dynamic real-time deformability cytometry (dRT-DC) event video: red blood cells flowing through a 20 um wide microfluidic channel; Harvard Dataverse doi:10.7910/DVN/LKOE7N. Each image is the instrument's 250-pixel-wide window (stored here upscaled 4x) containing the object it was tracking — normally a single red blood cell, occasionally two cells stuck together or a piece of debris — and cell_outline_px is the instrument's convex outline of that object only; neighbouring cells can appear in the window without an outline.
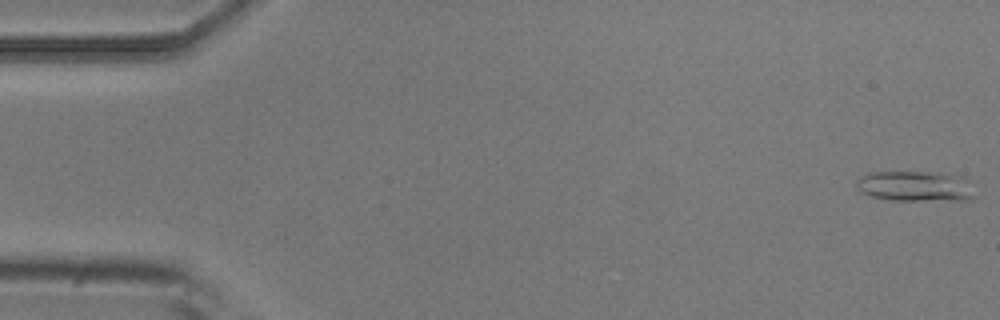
{"species": "common noctule bat (a hibernating species)", "species_latin": "Nyctalus noctula", "temperature_condition": "room temperature", "stored_images_in_passage": 5, "camera_frame_rate_fps": 3000, "um_per_image_px": 0.085, "animal": {"sex": "male", "body_mass_g": 20.5, "forearm_length_mm": 52.5}, "frame": {"image": 1, "passage_image": 1, "time_ms": 0.0, "image_size_px": [1000, 320], "cell_outline_px": [[972, 196], [968, 200], [892, 200], [872, 196], [860, 192], [856, 188], [856, 180], [860, 176], [868, 172], [936, 172], [960, 176]], "centroid_in_image_um": [77.63, 15.82], "position_along_channel_um": 7.4, "area_um2": 20.46}}
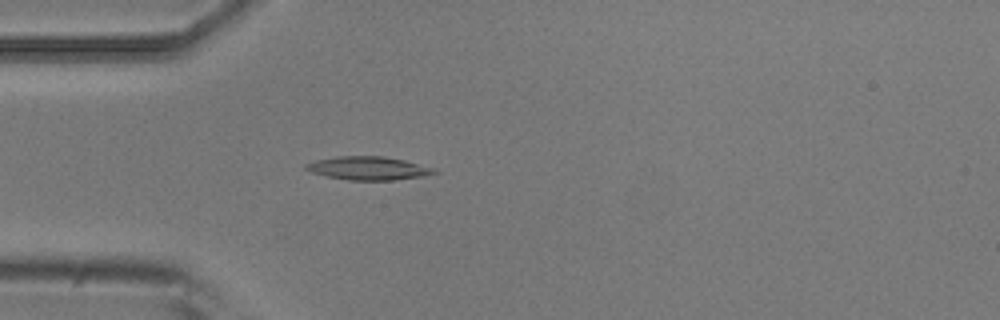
{"frame": {"image": 2, "passage_image": 5, "time_ms": 1.333, "image_size_px": [1000, 320], "cell_outline_px": [[440, 172], [424, 176], [392, 180], [348, 180], [328, 176], [312, 172], [304, 168], [304, 164], [316, 160], [336, 156], [384, 156], [404, 160], [432, 168]], "centroid_in_image_um": [31.29, 14.29], "position_along_channel_um": 53.7, "area_um2": 17.34}}